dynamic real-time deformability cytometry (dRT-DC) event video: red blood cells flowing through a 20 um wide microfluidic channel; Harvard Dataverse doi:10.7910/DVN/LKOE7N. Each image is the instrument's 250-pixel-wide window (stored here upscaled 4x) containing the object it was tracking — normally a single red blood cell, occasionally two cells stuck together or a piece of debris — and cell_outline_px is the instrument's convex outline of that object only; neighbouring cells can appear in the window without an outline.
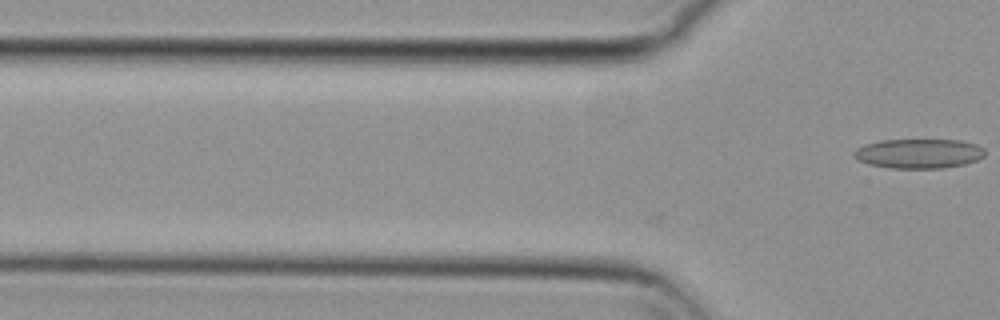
{"species": "common noctule bat (a hibernating species)", "species_latin": "Nyctalus noctula", "temperature_condition": "cold", "stored_images_in_passage": 15, "camera_frame_rate_fps": 3000, "um_per_image_px": 0.085, "animal": {"sex": "female", "body_mass_g": 29.2, "forearm_length_mm": 56.3}, "frame": {"image": 1, "passage_image": 15, "time_ms": 4.667, "image_size_px": [1000, 320], "cell_outline_px": [[984, 156], [976, 160], [964, 164], [944, 168], [892, 168], [868, 164], [856, 160], [852, 156], [852, 152], [856, 148], [864, 144], [880, 140], [960, 140], [976, 144], [984, 148]], "centroid_in_image_um": [78.05, 13.05], "position_along_channel_um": 47.8, "area_um2": 22.72}}